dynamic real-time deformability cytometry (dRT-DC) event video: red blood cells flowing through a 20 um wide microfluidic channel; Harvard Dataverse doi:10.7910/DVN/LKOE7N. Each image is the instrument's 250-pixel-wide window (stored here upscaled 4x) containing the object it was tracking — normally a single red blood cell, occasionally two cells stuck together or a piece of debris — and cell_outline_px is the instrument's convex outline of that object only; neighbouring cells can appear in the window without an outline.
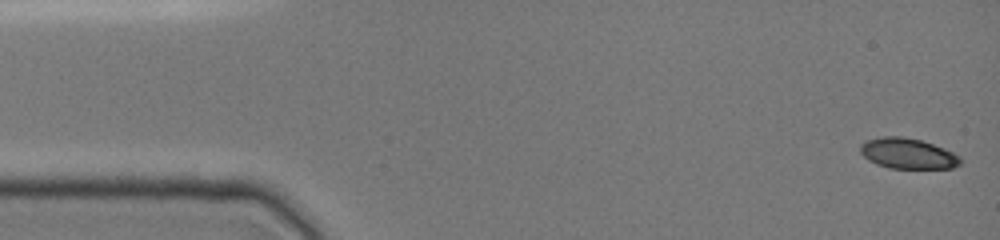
{"species": "common noctule bat (a hibernating species)", "species_latin": "Nyctalus noctula", "temperature_condition": "cold", "stored_images_in_passage": 32, "camera_frame_rate_fps": 3000, "um_per_image_px": 0.085, "animal": {"sex": "female", "body_mass_g": 19.0, "forearm_length_mm": 51.5}, "frame": {"image": 1, "passage_image": 1, "time_ms": 0.0, "image_size_px": [1000, 240], "cell_outline_px": [[964, 160], [960, 164], [952, 168], [892, 168], [880, 164], [864, 156], [860, 152], [860, 144], [868, 140], [884, 136], [900, 136], [920, 140], [944, 148], [960, 156]], "centroid_in_image_um": [77.22, 13.04], "position_along_channel_um": 7.8, "area_um2": 17.51}}
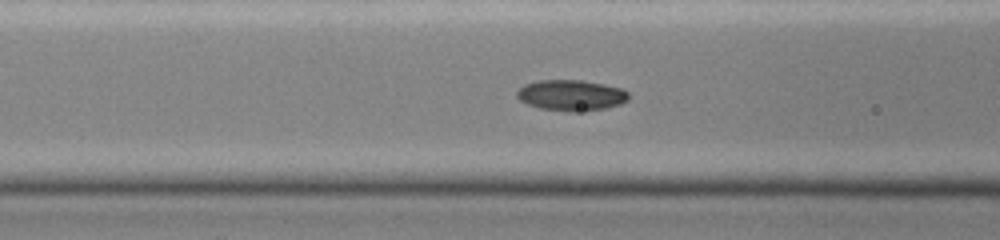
{"frame": {"image": 2, "passage_image": 19, "time_ms": 5.667, "image_size_px": [1000, 240], "cell_outline_px": [[628, 100], [620, 104], [604, 108], [572, 112], [540, 108], [528, 104], [520, 100], [516, 96], [516, 92], [524, 84], [536, 80], [584, 80], [604, 84], [620, 88], [628, 92]], "centroid_in_image_um": [48.52, 8.08], "position_along_channel_um": 118.1, "area_um2": 20.0}}
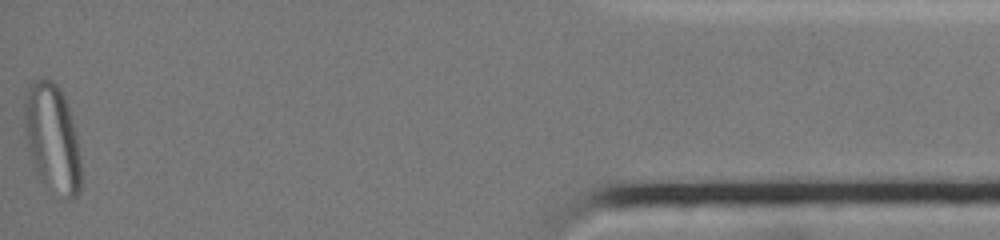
{"frame": {"image": 3, "passage_image": 32, "time_ms": 15.333, "image_size_px": [1000, 240], "cell_outline_px": [[80, 192], [76, 196], [60, 200], [40, 180], [28, 148], [24, 128], [24, 108], [32, 84], [36, 80], [48, 80], [64, 96], [72, 120], [76, 136], [80, 156]], "centroid_in_image_um": [4.46, 11.89], "position_along_channel_um": 430.7, "area_um2": 34.97}}